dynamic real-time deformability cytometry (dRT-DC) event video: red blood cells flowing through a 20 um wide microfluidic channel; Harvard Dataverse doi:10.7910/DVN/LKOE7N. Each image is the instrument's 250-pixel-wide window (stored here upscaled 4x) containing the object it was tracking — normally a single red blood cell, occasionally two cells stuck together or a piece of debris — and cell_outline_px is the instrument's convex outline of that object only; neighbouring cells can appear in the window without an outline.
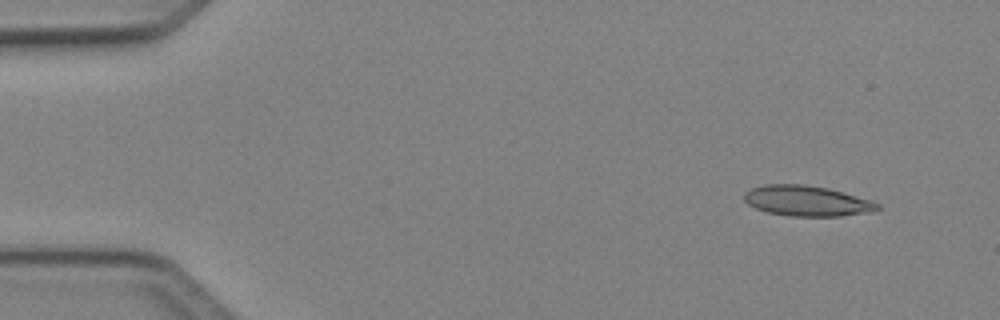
{"species": "Egyptian fruit bat (a non-hibernating species)", "species_latin": "Rousettus aegyptiacus", "temperature_condition": "cold", "stored_images_in_passage": 5, "camera_frame_rate_fps": 3000, "um_per_image_px": 0.085, "animal": {"sex": "female"}, "frame": {"image": 1, "passage_image": 2, "time_ms": 0.333, "image_size_px": [1000, 320], "cell_outline_px": [[880, 208], [864, 212], [840, 216], [788, 216], [768, 212], [756, 208], [748, 204], [744, 200], [744, 192], [752, 188], [764, 184], [804, 184], [828, 188], [844, 192], [872, 200], [880, 204]], "centroid_in_image_um": [68.56, 17.06], "position_along_channel_um": 16.4, "area_um2": 23.58}}
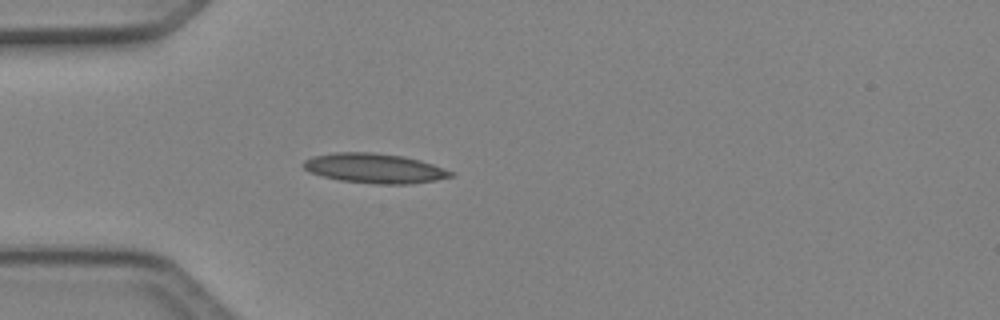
{"frame": {"image": 2, "passage_image": 5, "time_ms": 1.333, "image_size_px": [1000, 320], "cell_outline_px": [[456, 176], [436, 180], [408, 184], [376, 184], [340, 180], [324, 176], [312, 172], [304, 168], [300, 164], [304, 160], [312, 156], [336, 152], [372, 152], [404, 156], [420, 160], [456, 172]], "centroid_in_image_um": [31.87, 14.3], "position_along_channel_um": 53.1, "area_um2": 25.61}}